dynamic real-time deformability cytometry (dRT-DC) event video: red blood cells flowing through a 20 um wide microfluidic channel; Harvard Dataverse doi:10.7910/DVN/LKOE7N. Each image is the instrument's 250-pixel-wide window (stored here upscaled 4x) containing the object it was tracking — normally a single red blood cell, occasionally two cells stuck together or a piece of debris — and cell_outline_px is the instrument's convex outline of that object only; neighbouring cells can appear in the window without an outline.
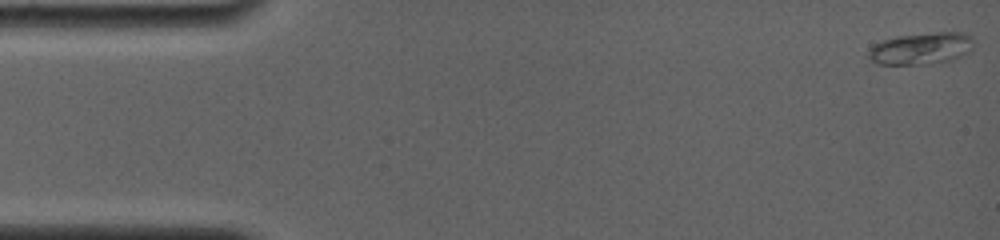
{"species": "common noctule bat (a hibernating species)", "species_latin": "Nyctalus noctula", "temperature_condition": "room temperature", "stored_images_in_passage": 43, "camera_frame_rate_fps": 4000, "um_per_image_px": 0.085, "animal": {"sex": "female", "body_mass_g": 19.0, "forearm_length_mm": 56.7}, "frame": {"image": 1, "passage_image": 1, "time_ms": 0.0, "image_size_px": [1000, 240], "cell_outline_px": [[972, 52], [952, 60], [920, 64], [876, 64], [868, 56], [868, 52], [872, 44], [896, 36], [936, 32], [968, 32], [972, 36]], "centroid_in_image_um": [78.33, 4.1], "position_along_channel_um": 6.7, "area_um2": 19.71}}
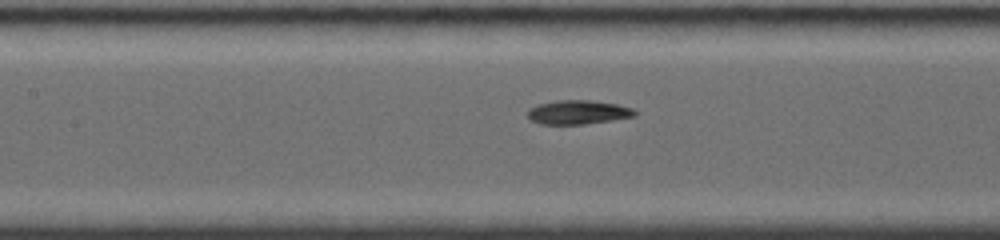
{"frame": {"image": 2, "passage_image": 20, "time_ms": 7.25, "image_size_px": [1000, 240], "cell_outline_px": [[636, 116], [612, 120], [584, 124], [540, 124], [528, 120], [528, 108], [540, 104], [556, 100], [592, 100], [616, 104], [632, 108], [636, 112]], "centroid_in_image_um": [49.1, 9.54], "position_along_channel_um": 158.3, "area_um2": 15.03}}
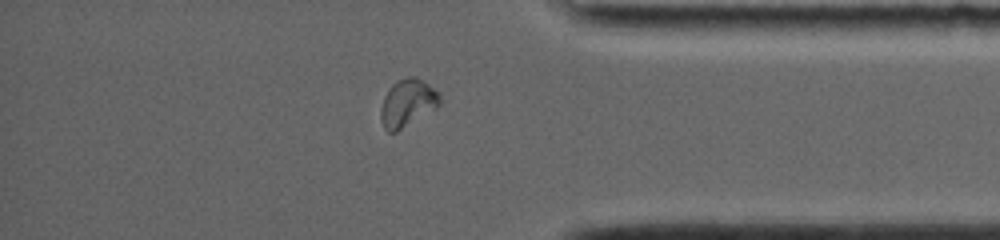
{"frame": {"image": 3, "passage_image": 37, "time_ms": 13.75, "image_size_px": [1000, 240], "cell_outline_px": [[440, 104], [436, 108], [396, 132], [388, 132], [384, 128], [380, 116], [380, 112], [384, 96], [388, 88], [396, 80], [408, 76], [416, 76], [440, 92]], "centroid_in_image_um": [34.63, 8.73], "position_along_channel_um": 400.6, "area_um2": 16.42}, "authors_computed_cell_mechanics": {"area_um2": 15.2014, "velocity_mm_per_s": 3.8113, "shape_relaxation_time_tau1_ms": 2.9448, "shape_relaxation_time_tau2_ms": 1.6228, "deformation_change_tau1": 0.1628, "deformation_change_tau2": 0.0258}}